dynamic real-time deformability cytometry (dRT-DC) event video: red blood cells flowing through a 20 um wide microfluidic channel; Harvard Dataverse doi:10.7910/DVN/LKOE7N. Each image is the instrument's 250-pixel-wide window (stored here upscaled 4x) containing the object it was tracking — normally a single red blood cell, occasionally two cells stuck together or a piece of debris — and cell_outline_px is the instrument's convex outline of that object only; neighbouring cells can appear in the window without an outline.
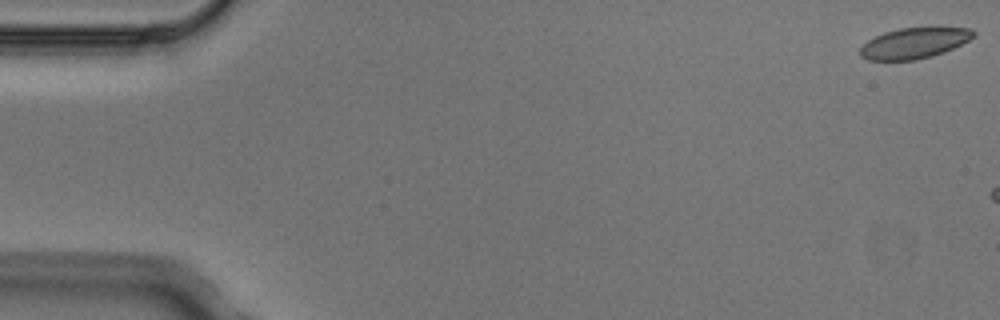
{"species": "Egyptian fruit bat (a non-hibernating species)", "species_latin": "Rousettus aegyptiacus", "temperature_condition": "cold", "stored_images_in_passage": 3, "camera_frame_rate_fps": 3000, "um_per_image_px": 0.085, "animal": {"sex": "male"}, "frame": {"image": 1, "passage_image": 1, "time_ms": 0.0, "image_size_px": [1000, 320], "cell_outline_px": [[976, 36], [944, 52], [932, 56], [916, 60], [868, 60], [860, 56], [860, 48], [868, 40], [884, 32], [900, 28], [940, 24], [972, 28], [976, 32]], "centroid_in_image_um": [77.8, 3.6], "position_along_channel_um": 7.2, "area_um2": 21.15}}